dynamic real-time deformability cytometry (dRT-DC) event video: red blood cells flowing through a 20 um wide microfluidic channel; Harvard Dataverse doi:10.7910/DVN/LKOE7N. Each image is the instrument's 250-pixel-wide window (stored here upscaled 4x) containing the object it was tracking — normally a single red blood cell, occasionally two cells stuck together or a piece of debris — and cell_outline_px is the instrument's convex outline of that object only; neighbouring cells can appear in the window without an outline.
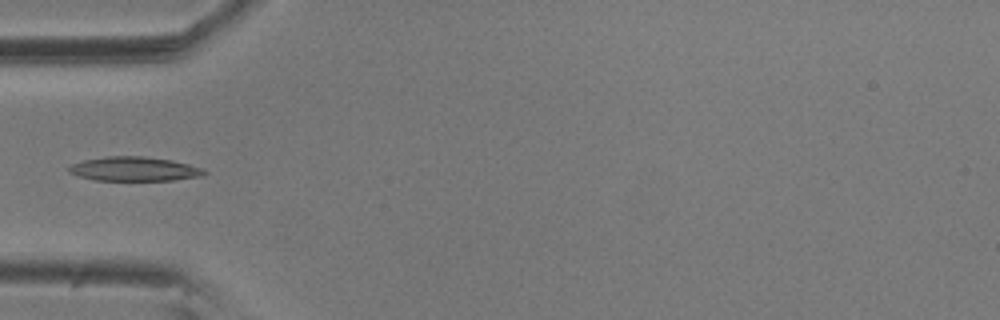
{"species": "common noctule bat (a hibernating species)", "species_latin": "Nyctalus noctula", "temperature_condition": "room temperature", "stored_images_in_passage": 5, "camera_frame_rate_fps": 3000, "um_per_image_px": 0.085, "animal": {"sex": "male", "body_mass_g": 20.5, "forearm_length_mm": 52.5}, "frame": {"image": 1, "passage_image": 5, "time_ms": 1.333, "image_size_px": [1000, 320], "cell_outline_px": [[208, 172], [204, 176], [172, 180], [96, 180], [76, 176], [68, 172], [68, 168], [72, 164], [84, 160], [108, 156], [144, 156], [172, 160], [204, 168]], "centroid_in_image_um": [11.44, 14.36], "position_along_channel_um": 73.6, "area_um2": 19.19}}